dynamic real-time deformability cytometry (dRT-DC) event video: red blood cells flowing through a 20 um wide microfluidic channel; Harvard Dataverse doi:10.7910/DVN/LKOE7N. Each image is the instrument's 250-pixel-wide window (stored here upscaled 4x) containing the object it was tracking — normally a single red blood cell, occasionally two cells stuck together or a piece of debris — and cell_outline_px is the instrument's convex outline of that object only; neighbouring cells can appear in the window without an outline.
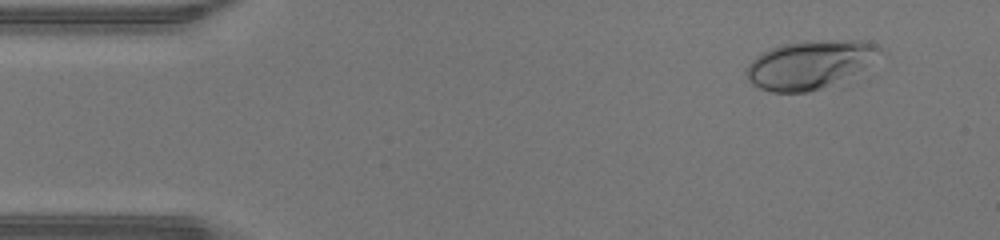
{"species": "human", "species_latin": "Homo sapiens", "temperature_condition": "warm", "stored_images_in_passage": 46, "camera_frame_rate_fps": 3000, "um_per_image_px": 0.085, "donor": {"sex": "male"}, "frame": {"image": 1, "passage_image": 4, "time_ms": 1.0, "image_size_px": [1000, 240], "cell_outline_px": [[888, 52], [860, 68], [820, 88], [808, 92], [772, 92], [760, 88], [752, 84], [748, 80], [744, 72], [744, 68], [756, 56], [772, 48], [784, 44], [804, 40], [860, 40], [884, 48]], "centroid_in_image_um": [68.78, 5.45], "position_along_channel_um": 16.2, "area_um2": 37.05}}
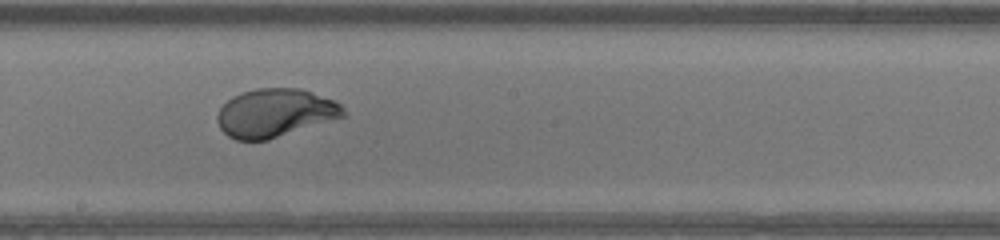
{"frame": {"image": 2, "passage_image": 25, "time_ms": 8.0, "image_size_px": [1000, 240], "cell_outline_px": [[348, 116], [268, 140], [236, 140], [228, 136], [220, 128], [216, 120], [216, 116], [220, 108], [232, 96], [240, 92], [256, 88], [300, 88], [336, 100], [344, 108]], "centroid_in_image_um": [23.41, 9.6], "position_along_channel_um": 224.8, "area_um2": 35.95}}
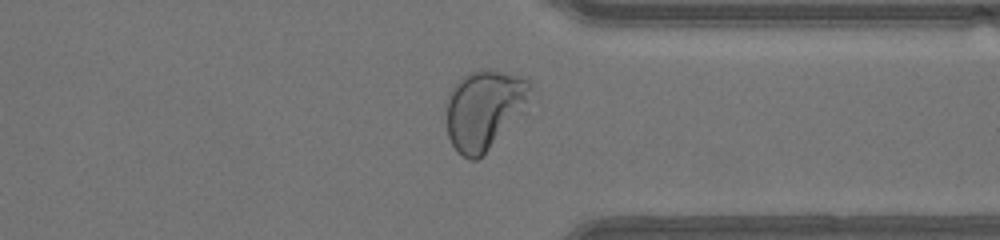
{"frame": {"image": 3, "passage_image": 35, "time_ms": 11.333, "image_size_px": [1000, 240], "cell_outline_px": [[536, 96], [524, 112], [476, 160], [468, 160], [452, 144], [448, 136], [444, 104], [448, 92], [468, 72], [488, 68], [520, 76], [528, 80], [532, 84]], "centroid_in_image_um": [41.2, 9.25], "position_along_channel_um": 370.2, "area_um2": 39.59}, "authors_computed_cell_mechanics": {"area_um2": 35.9516, "velocity_mm_per_s": 4.4444, "shape_relaxation_time_tau1_ms": 3.2945, "shape_relaxation_time_tau2_ms": null, "deformation_change_tau1": 0.2206, "deformation_change_tau2": null}}